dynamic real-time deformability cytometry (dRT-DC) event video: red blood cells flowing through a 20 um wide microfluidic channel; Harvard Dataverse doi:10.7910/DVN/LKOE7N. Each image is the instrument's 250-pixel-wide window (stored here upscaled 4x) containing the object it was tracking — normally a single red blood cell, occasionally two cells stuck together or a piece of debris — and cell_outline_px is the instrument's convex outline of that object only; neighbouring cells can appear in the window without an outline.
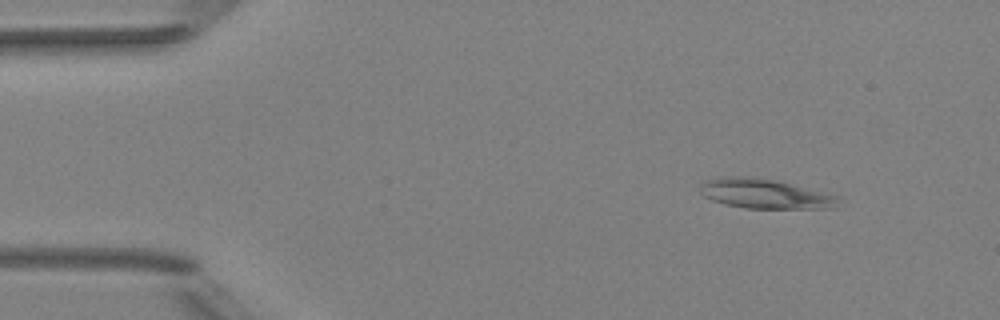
{"species": "Egyptian fruit bat (a non-hibernating species)", "species_latin": "Rousettus aegyptiacus", "temperature_condition": "room temperature", "stored_images_in_passage": 3, "camera_frame_rate_fps": 3000, "um_per_image_px": 0.085, "animal": {"sex": "female"}, "frame": {"image": 1, "passage_image": 1, "time_ms": 0.0, "image_size_px": [1000, 320], "cell_outline_px": [[840, 200], [836, 208], [744, 208], [724, 204], [712, 200], [704, 196], [700, 192], [700, 184], [708, 180], [720, 176], [744, 176], [776, 180], [840, 196]], "centroid_in_image_um": [65.02, 16.47], "position_along_channel_um": 20.0, "area_um2": 23.93}}